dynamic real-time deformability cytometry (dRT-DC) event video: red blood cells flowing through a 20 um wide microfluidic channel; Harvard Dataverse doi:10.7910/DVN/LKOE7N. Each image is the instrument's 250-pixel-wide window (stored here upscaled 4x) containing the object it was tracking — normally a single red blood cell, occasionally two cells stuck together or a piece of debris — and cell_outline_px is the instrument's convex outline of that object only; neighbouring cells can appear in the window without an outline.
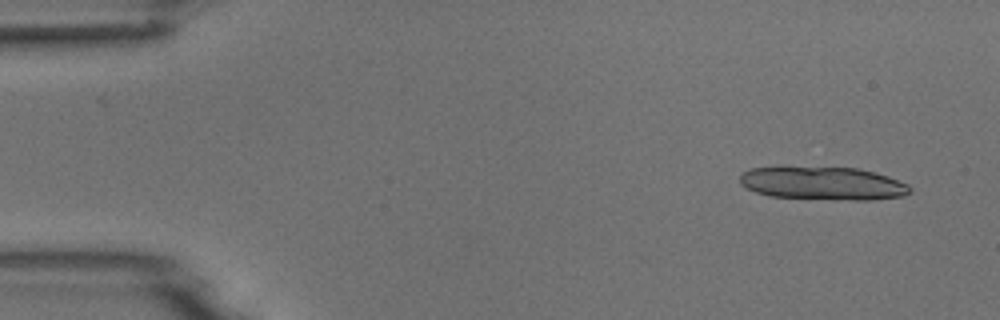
{"species": "common noctule bat (a hibernating species)", "species_latin": "Nyctalus noctula", "temperature_condition": "room temperature", "stored_images_in_passage": 6, "camera_frame_rate_fps": 3000, "um_per_image_px": 0.085, "animal": {"sex": "male", "body_mass_g": 18.8}, "frame": {"image": 1, "passage_image": 2, "time_ms": 1.0, "image_size_px": [1000, 320], "cell_outline_px": [[912, 192], [904, 196], [872, 200], [836, 200], [768, 196], [756, 192], [740, 184], [740, 172], [752, 168], [856, 168], [888, 176], [908, 184], [912, 188]], "centroid_in_image_um": [69.99, 15.61], "position_along_channel_um": 15.0, "area_um2": 32.71}}
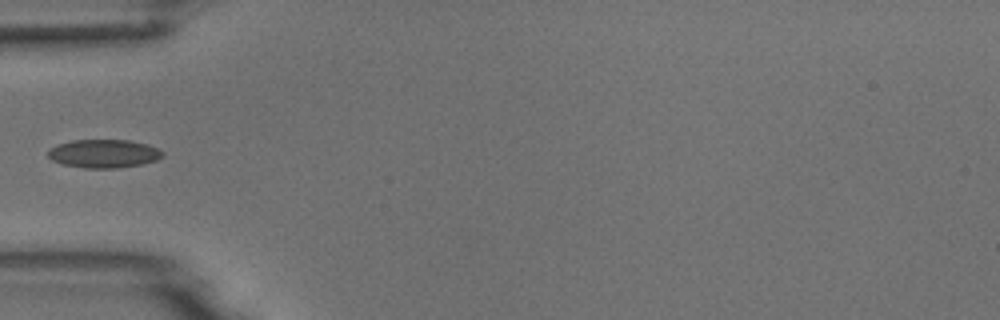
{"frame": {"image": 2, "passage_image": 6, "time_ms": 5.667, "image_size_px": [1000, 320], "cell_outline_px": [[164, 156], [156, 160], [140, 164], [116, 168], [84, 168], [64, 164], [52, 160], [48, 156], [48, 148], [56, 144], [72, 140], [128, 140], [148, 144], [164, 152]], "centroid_in_image_um": [8.8, 13.05], "position_along_channel_um": 76.2, "area_um2": 18.96}}